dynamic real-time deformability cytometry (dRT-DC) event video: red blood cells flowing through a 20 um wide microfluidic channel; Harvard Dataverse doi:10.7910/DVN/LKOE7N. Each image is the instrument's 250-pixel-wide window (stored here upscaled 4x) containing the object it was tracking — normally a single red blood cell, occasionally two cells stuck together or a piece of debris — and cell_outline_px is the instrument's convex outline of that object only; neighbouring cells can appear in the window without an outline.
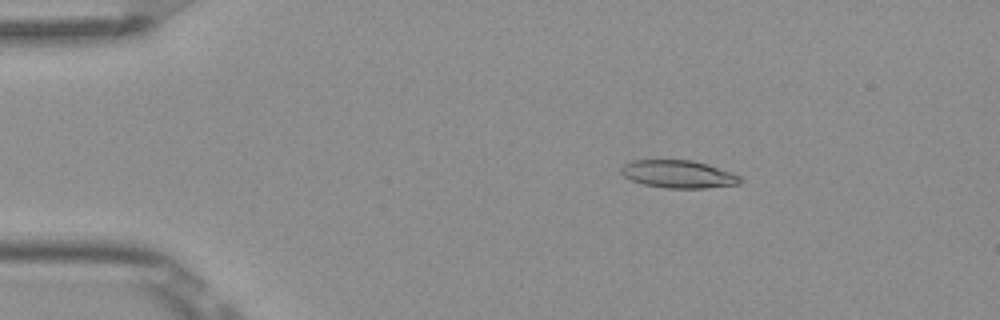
{"species": "Egyptian fruit bat (a non-hibernating species)", "species_latin": "Rousettus aegyptiacus", "temperature_condition": "room temperature", "stored_images_in_passage": 5, "camera_frame_rate_fps": 3000, "um_per_image_px": 0.085, "frame": {"image": 1, "passage_image": 3, "time_ms": 0.667, "image_size_px": [1000, 320], "cell_outline_px": [[744, 180], [740, 184], [704, 188], [664, 188], [644, 184], [632, 180], [624, 176], [620, 172], [620, 168], [624, 164], [632, 160], [692, 160], [740, 176]], "centroid_in_image_um": [57.62, 14.81], "position_along_channel_um": 27.4, "area_um2": 19.02}}
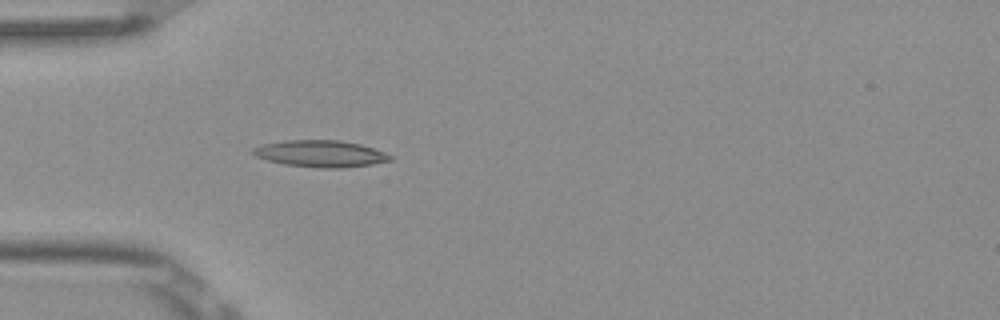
{"frame": {"image": 2, "passage_image": 5, "time_ms": 1.333, "image_size_px": [1000, 320], "cell_outline_px": [[392, 160], [372, 164], [340, 168], [324, 168], [284, 164], [268, 160], [256, 156], [252, 152], [252, 148], [264, 144], [284, 140], [340, 140], [360, 144], [384, 152], [392, 156]], "centroid_in_image_um": [27.25, 13.06], "position_along_channel_um": 57.8, "area_um2": 21.15}}